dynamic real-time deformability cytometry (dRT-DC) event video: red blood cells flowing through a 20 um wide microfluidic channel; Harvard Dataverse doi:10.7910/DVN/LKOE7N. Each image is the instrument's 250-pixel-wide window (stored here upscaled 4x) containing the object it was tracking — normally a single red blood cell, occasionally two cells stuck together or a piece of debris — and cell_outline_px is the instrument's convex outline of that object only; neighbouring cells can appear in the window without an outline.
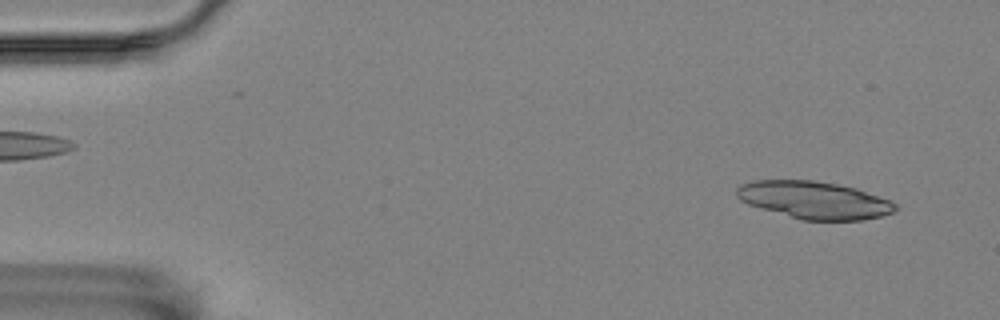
{"species": "Egyptian fruit bat (a non-hibernating species)", "species_latin": "Rousettus aegyptiacus", "temperature_condition": "room temperature", "stored_images_in_passage": 55, "camera_frame_rate_fps": 3000, "um_per_image_px": 0.085, "animal": {"sex": "female"}, "frame": {"image": 1, "passage_image": 4, "time_ms": 1.0, "image_size_px": [1000, 320], "cell_outline_px": [[896, 208], [892, 212], [880, 216], [860, 220], [800, 220], [748, 204], [740, 200], [736, 196], [736, 188], [740, 184], [752, 180], [816, 180], [856, 188], [888, 200], [896, 204]], "centroid_in_image_um": [69.14, 17.0], "position_along_channel_um": 15.9, "area_um2": 34.45}}